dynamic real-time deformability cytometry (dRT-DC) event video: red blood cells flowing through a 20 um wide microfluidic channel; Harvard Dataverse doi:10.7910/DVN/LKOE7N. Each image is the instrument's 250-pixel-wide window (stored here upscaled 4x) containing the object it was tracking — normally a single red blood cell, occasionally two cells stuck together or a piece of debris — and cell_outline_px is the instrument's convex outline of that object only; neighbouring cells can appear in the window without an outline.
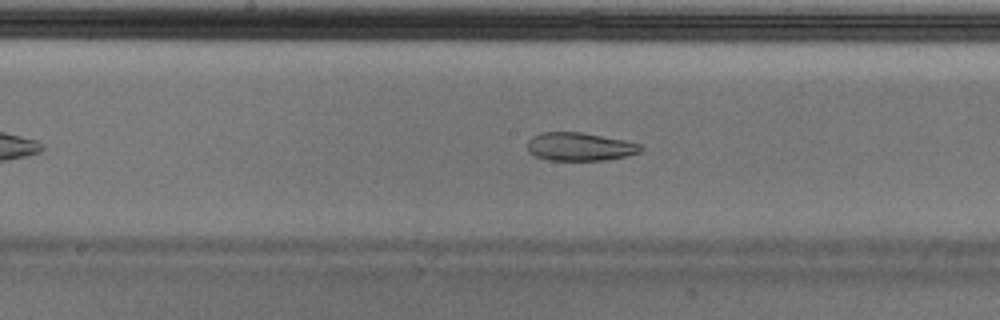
{"species": "Egyptian fruit bat (a non-hibernating species)", "species_latin": "Rousettus aegyptiacus", "temperature_condition": "cold", "stored_images_in_passage": 47, "camera_frame_rate_fps": 3000, "um_per_image_px": 0.085, "animal": {"sex": "male"}, "frame": {"image": 1, "passage_image": 20, "time_ms": 6.333, "image_size_px": [1000, 320], "cell_outline_px": [[644, 148], [640, 152], [628, 156], [604, 160], [548, 160], [536, 156], [528, 152], [528, 140], [532, 136], [540, 132], [580, 132], [624, 140], [640, 144]], "centroid_in_image_um": [49.28, 12.47], "position_along_channel_um": 198.9, "area_um2": 18.67}}
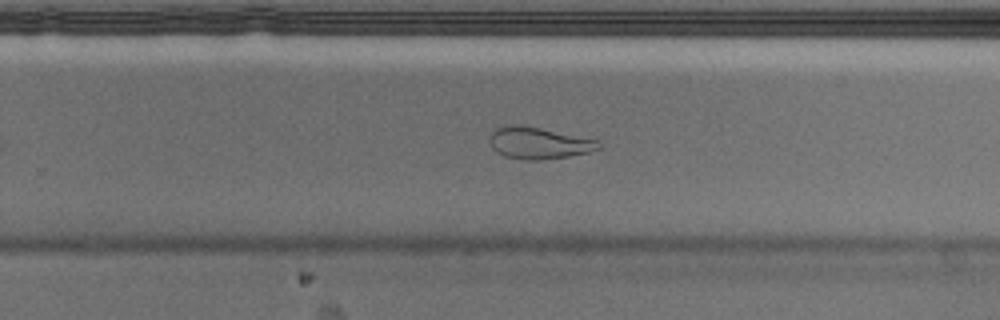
{"frame": {"image": 2, "passage_image": 27, "time_ms": 8.667, "image_size_px": [1000, 320], "cell_outline_px": [[600, 148], [588, 152], [568, 156], [540, 160], [524, 160], [504, 156], [496, 152], [492, 148], [488, 140], [488, 136], [496, 128], [508, 124], [520, 124], [600, 140]], "centroid_in_image_um": [45.74, 12.15], "position_along_channel_um": 284.1, "area_um2": 20.35}}
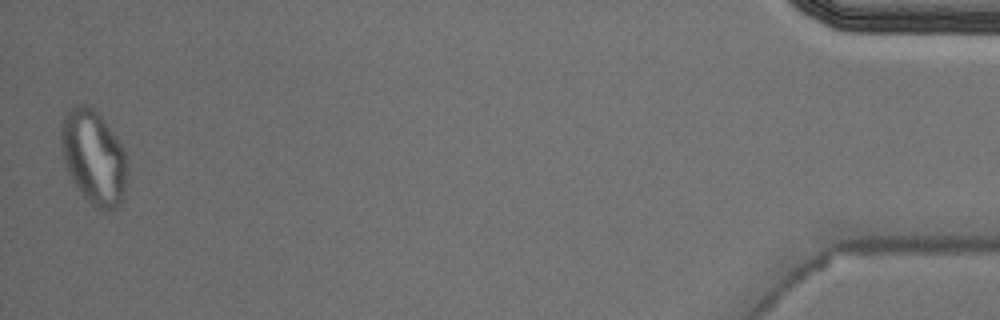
{"frame": {"image": 3, "passage_image": 46, "time_ms": 15.0, "image_size_px": [1000, 320], "cell_outline_px": [[128, 168], [124, 192], [120, 204], [116, 208], [108, 212], [100, 212], [80, 192], [72, 180], [64, 164], [60, 140], [60, 124], [64, 116], [76, 104], [88, 104], [100, 116], [120, 140], [124, 148], [128, 164]], "centroid_in_image_um": [7.97, 13.38], "position_along_channel_um": 427.2, "area_um2": 36.82}, "authors_computed_cell_mechanics": {"area_um2": 21.1548, "velocity_mm_per_s": 3.6692, "shape_relaxation_time_tau1_ms": null, "shape_relaxation_time_tau2_ms": 2.0765, "deformation_change_tau1": null, "deformation_change_tau2": 0.0855}}